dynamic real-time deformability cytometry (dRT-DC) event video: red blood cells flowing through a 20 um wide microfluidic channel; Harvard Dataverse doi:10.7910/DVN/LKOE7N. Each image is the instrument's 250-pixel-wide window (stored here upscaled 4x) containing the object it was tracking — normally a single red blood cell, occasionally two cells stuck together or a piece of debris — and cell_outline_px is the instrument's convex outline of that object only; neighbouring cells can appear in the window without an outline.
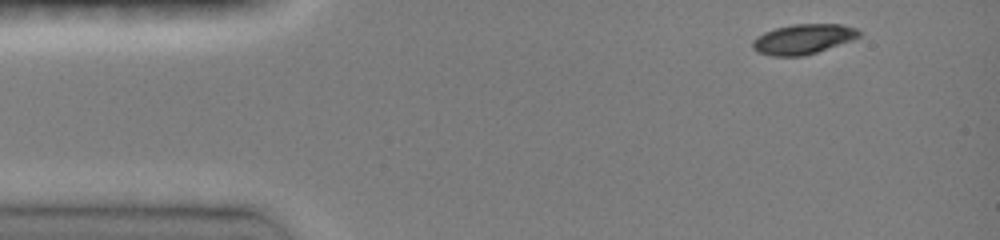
{"species": "common noctule bat (a hibernating species)", "species_latin": "Nyctalus noctula", "temperature_condition": "room temperature", "stored_images_in_passage": 14, "camera_frame_rate_fps": 3000, "um_per_image_px": 0.085, "animal": {"sex": "female", "body_mass_g": 19.0, "forearm_length_mm": 51.5}, "frame": {"image": 1, "passage_image": 1, "time_ms": 0.0, "image_size_px": [1000, 240], "cell_outline_px": [[860, 36], [852, 40], [804, 56], [772, 56], [756, 52], [752, 48], [752, 40], [756, 36], [764, 32], [776, 28], [792, 24], [840, 24], [860, 28]], "centroid_in_image_um": [68.25, 3.32], "position_along_channel_um": 16.7, "area_um2": 18.73}}
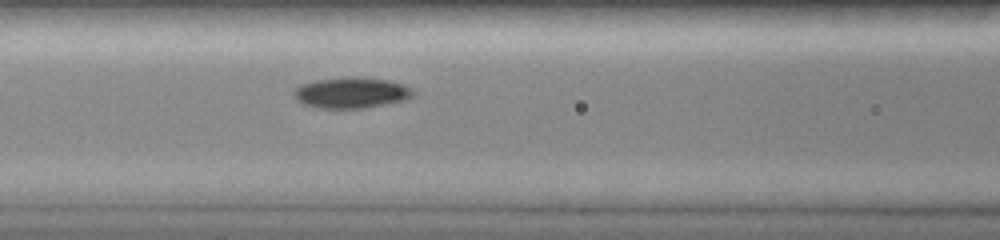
{"frame": {"image": 2, "passage_image": 11, "time_ms": 5.0, "image_size_px": [1000, 240], "cell_outline_px": [[416, 92], [408, 100], [364, 108], [316, 108], [300, 104], [292, 96], [292, 92], [300, 84], [316, 80], [352, 76], [388, 80], [404, 84], [412, 88]], "centroid_in_image_um": [29.85, 7.89], "position_along_channel_um": 136.8, "area_um2": 21.91}}